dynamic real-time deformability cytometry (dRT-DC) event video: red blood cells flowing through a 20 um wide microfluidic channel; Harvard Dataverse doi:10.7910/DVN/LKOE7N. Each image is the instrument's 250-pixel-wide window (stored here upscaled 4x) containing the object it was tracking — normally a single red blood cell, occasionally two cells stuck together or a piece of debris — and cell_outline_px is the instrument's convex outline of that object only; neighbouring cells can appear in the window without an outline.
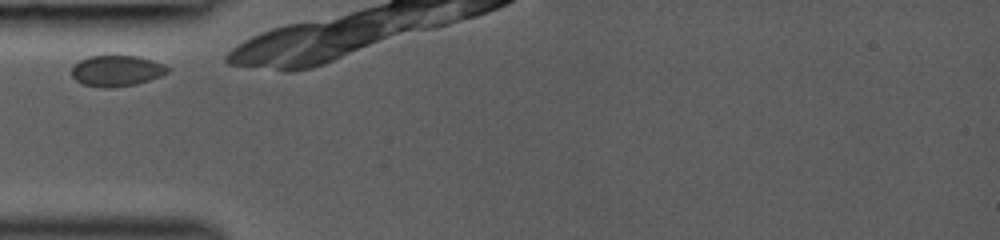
{"species": "common noctule bat (a hibernating species)", "species_latin": "Nyctalus noctula", "temperature_condition": "room temperature", "stored_images_in_passage": 7, "camera_frame_rate_fps": 3000, "um_per_image_px": 0.085, "animal": {"sex": "female", "body_mass_g": 19.0, "forearm_length_mm": 53.3}, "frame": {"image": 1, "passage_image": 1, "time_ms": 0.0, "image_size_px": [1000, 240], "cell_outline_px": [[168, 72], [160, 76], [148, 80], [132, 84], [108, 88], [100, 88], [84, 84], [76, 80], [72, 76], [72, 68], [80, 60], [88, 56], [136, 56], [152, 60], [164, 64], [168, 68]], "centroid_in_image_um": [9.89, 6.01], "position_along_channel_um": 75.1, "area_um2": 16.99}}